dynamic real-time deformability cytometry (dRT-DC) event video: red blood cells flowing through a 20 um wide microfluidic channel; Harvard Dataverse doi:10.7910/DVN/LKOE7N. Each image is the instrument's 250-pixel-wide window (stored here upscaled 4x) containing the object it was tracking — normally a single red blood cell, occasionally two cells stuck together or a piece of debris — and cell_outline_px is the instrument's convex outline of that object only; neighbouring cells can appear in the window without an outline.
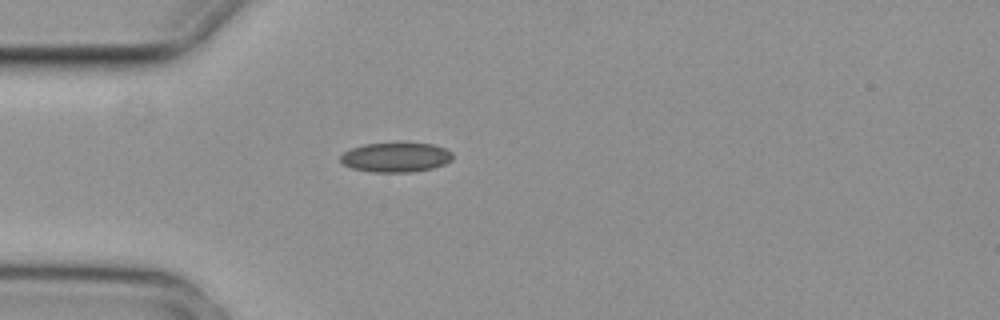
{"species": "common noctule bat (a hibernating species)", "species_latin": "Nyctalus noctula", "temperature_condition": "cold", "stored_images_in_passage": 6, "camera_frame_rate_fps": 3000, "um_per_image_px": 0.085, "animal": {"sex": "female", "body_mass_g": 29.2, "forearm_length_mm": 56.3}, "frame": {"image": 1, "passage_image": 6, "time_ms": 1.667, "image_size_px": [1000, 320], "cell_outline_px": [[452, 160], [444, 164], [432, 168], [412, 172], [372, 172], [352, 168], [344, 164], [340, 160], [340, 156], [344, 152], [352, 148], [364, 144], [432, 144], [444, 148], [452, 152]], "centroid_in_image_um": [33.64, 13.39], "position_along_channel_um": 51.4, "area_um2": 19.02}}